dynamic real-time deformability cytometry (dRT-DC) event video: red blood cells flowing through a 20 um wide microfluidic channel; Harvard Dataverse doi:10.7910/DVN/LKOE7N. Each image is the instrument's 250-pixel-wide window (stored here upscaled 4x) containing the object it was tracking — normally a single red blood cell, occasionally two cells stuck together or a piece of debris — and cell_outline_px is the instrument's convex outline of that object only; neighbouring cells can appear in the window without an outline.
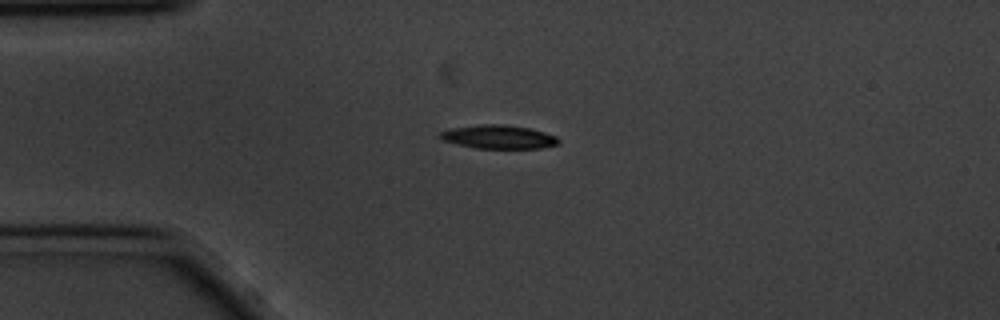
{"species": "common noctule bat (a hibernating species)", "species_latin": "Nyctalus noctula", "temperature_condition": "cold", "stored_images_in_passage": 45, "camera_frame_rate_fps": 3000, "um_per_image_px": 0.085, "animal": {"sex": "male", "body_mass_g": 20.1, "forearm_length_mm": 53.5}, "frame": {"image": 1, "passage_image": 1, "time_ms": 0.0, "image_size_px": [1000, 320], "cell_outline_px": [[560, 144], [540, 148], [476, 148], [456, 144], [440, 140], [436, 136], [440, 132], [452, 128], [480, 124], [500, 124], [528, 128], [544, 132], [556, 136], [560, 140]], "centroid_in_image_um": [42.34, 11.64], "position_along_channel_um": 42.7, "area_um2": 16.36}}
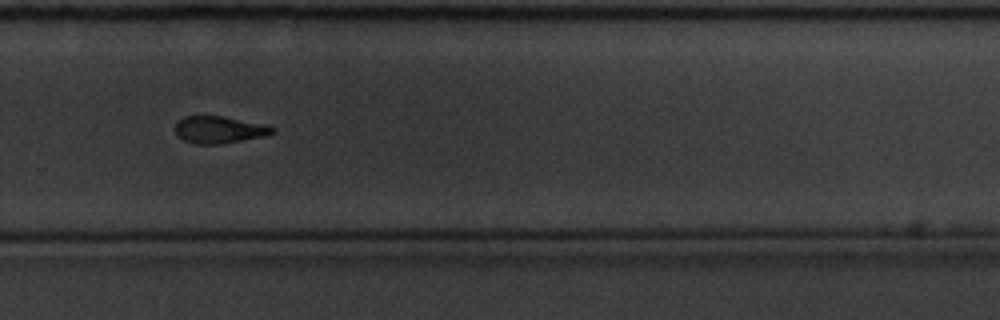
{"frame": {"image": 2, "passage_image": 26, "time_ms": 8.333, "image_size_px": [1000, 320], "cell_outline_px": [[276, 128], [268, 136], [220, 144], [196, 144], [184, 140], [176, 132], [176, 124], [184, 116], [220, 116], [268, 124]], "centroid_in_image_um": [18.7, 11.03], "position_along_channel_um": 311.1, "area_um2": 15.32}}
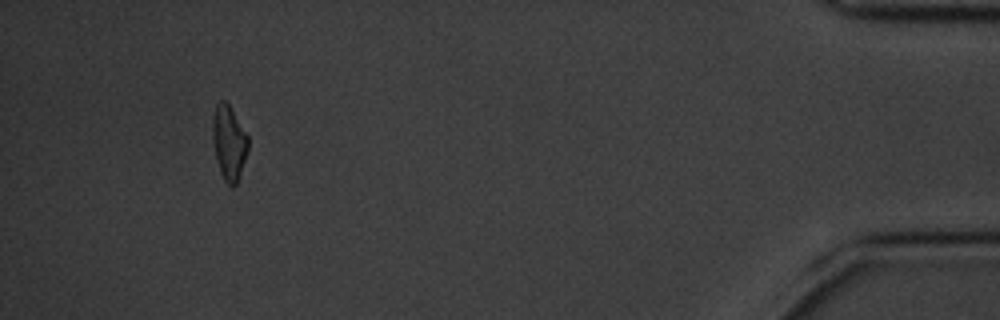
{"frame": {"image": 3, "passage_image": 41, "time_ms": 13.333, "image_size_px": [1000, 320], "cell_outline_px": [[248, 152], [236, 184], [232, 188], [224, 180], [220, 172], [216, 160], [212, 136], [212, 116], [216, 104], [220, 100], [224, 100], [228, 104], [248, 136]], "centroid_in_image_um": [19.45, 12.13], "position_along_channel_um": 415.8, "area_um2": 15.43}, "authors_computed_cell_mechanics": {"area_um2": 16.0684, "velocity_mm_per_s": 3.455, "shape_relaxation_time_tau1_ms": 2.4358, "shape_relaxation_time_tau2_ms": null, "deformation_change_tau1": 0.152, "deformation_change_tau2": null}}